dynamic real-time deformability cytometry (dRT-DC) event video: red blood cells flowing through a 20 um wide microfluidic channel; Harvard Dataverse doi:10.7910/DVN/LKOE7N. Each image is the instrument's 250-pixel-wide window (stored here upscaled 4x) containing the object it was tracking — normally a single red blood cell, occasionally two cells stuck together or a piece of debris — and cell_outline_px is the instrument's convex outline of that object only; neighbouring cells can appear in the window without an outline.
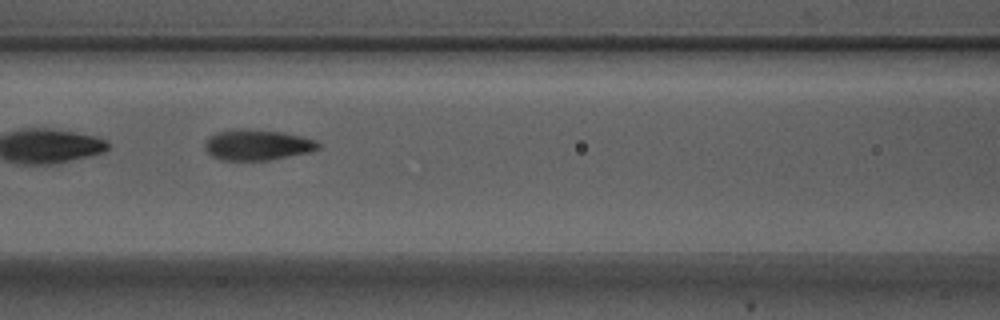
{"species": "Egyptian fruit bat (a non-hibernating species)", "species_latin": "Rousettus aegyptiacus", "temperature_condition": "warm", "stored_images_in_passage": 9, "camera_frame_rate_fps": 3000, "um_per_image_px": 0.085, "animal": {"sex": "male"}, "frame": {"image": 1, "passage_image": 6, "time_ms": 1.667, "image_size_px": [1000, 320], "cell_outline_px": [[320, 148], [308, 152], [268, 160], [220, 160], [212, 156], [204, 148], [204, 144], [208, 136], [216, 132], [236, 128], [248, 128], [280, 132], [300, 136], [316, 140], [320, 144]], "centroid_in_image_um": [21.81, 12.3], "position_along_channel_um": 144.8, "area_um2": 20.35}}
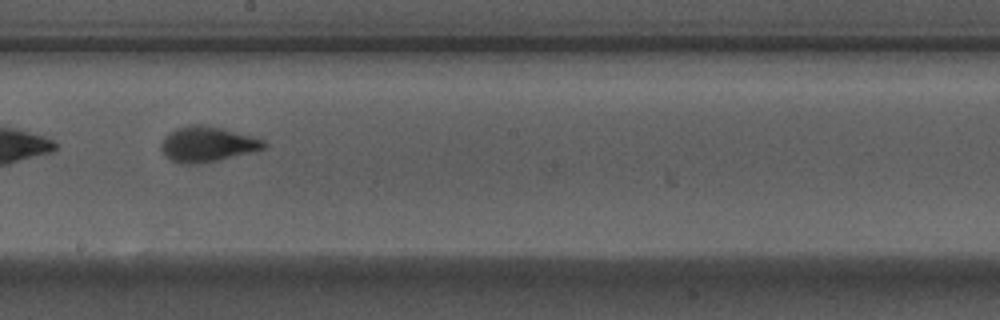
{"frame": {"image": 2, "passage_image": 8, "time_ms": 2.333, "image_size_px": [1000, 320], "cell_outline_px": [[268, 144], [264, 148], [256, 152], [196, 164], [184, 164], [172, 160], [160, 148], [160, 144], [164, 136], [176, 128], [192, 124], [204, 124], [224, 128], [252, 136], [264, 140]], "centroid_in_image_um": [17.65, 12.24], "position_along_channel_um": 230.5, "area_um2": 21.21}}
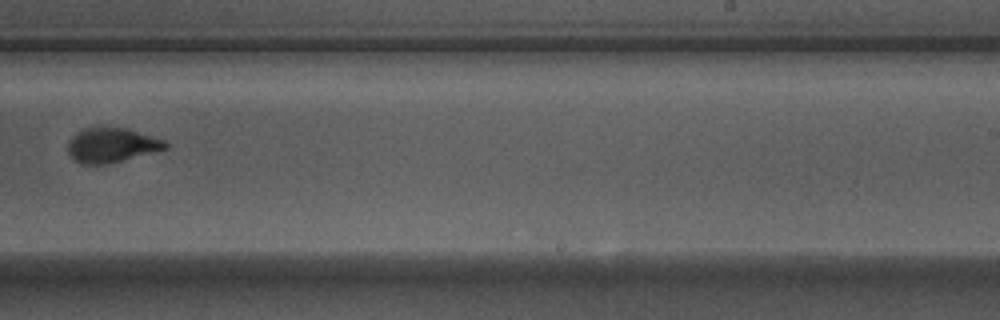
{"frame": {"image": 3, "passage_image": 9, "time_ms": 2.667, "image_size_px": [1000, 320], "cell_outline_px": [[168, 148], [104, 164], [80, 164], [68, 152], [68, 144], [72, 136], [76, 132], [84, 128], [124, 128], [164, 140], [168, 144]], "centroid_in_image_um": [9.45, 12.33], "position_along_channel_um": 279.5, "area_um2": 19.02}}